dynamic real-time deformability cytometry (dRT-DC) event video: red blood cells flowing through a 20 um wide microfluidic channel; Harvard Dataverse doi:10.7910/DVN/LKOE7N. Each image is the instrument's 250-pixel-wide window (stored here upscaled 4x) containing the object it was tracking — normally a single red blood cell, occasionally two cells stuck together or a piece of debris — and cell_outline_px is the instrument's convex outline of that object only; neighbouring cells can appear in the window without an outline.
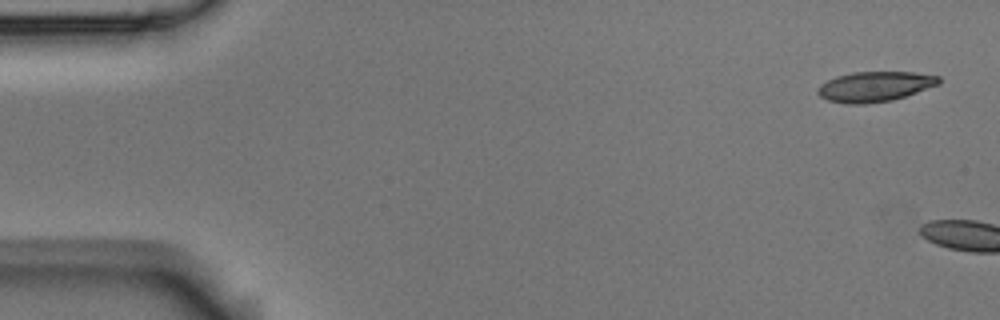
{"species": "Egyptian fruit bat (a non-hibernating species)", "species_latin": "Rousettus aegyptiacus", "temperature_condition": "room temperature", "stored_images_in_passage": 5, "camera_frame_rate_fps": 3000, "um_per_image_px": 0.085, "animal": {"sex": "male"}, "frame": {"image": 1, "passage_image": 1, "time_ms": 0.0, "image_size_px": [1000, 320], "cell_outline_px": [[940, 84], [892, 100], [864, 104], [848, 104], [828, 100], [820, 96], [816, 92], [816, 88], [820, 84], [836, 76], [852, 72], [916, 72], [940, 76]], "centroid_in_image_um": [74.34, 7.35], "position_along_channel_um": 10.7, "area_um2": 21.27}}
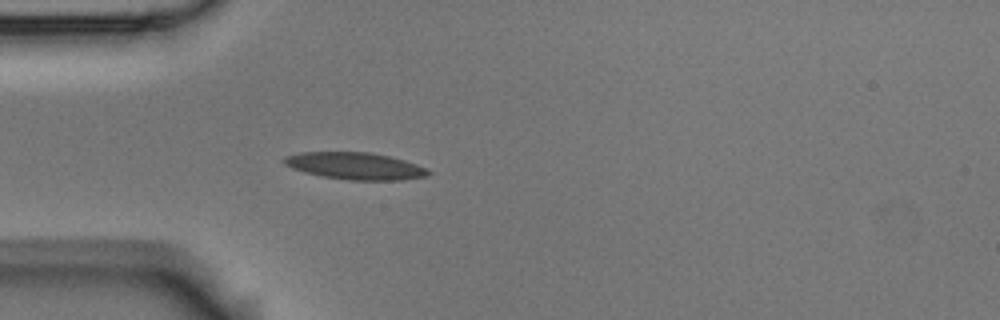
{"frame": {"image": 2, "passage_image": 5, "time_ms": 1.333, "image_size_px": [1000, 320], "cell_outline_px": [[432, 172], [428, 176], [400, 180], [348, 180], [324, 176], [304, 172], [292, 168], [284, 164], [280, 160], [284, 156], [300, 152], [368, 152], [388, 156], [404, 160], [416, 164]], "centroid_in_image_um": [30.15, 14.1], "position_along_channel_um": 54.9, "area_um2": 22.66}}